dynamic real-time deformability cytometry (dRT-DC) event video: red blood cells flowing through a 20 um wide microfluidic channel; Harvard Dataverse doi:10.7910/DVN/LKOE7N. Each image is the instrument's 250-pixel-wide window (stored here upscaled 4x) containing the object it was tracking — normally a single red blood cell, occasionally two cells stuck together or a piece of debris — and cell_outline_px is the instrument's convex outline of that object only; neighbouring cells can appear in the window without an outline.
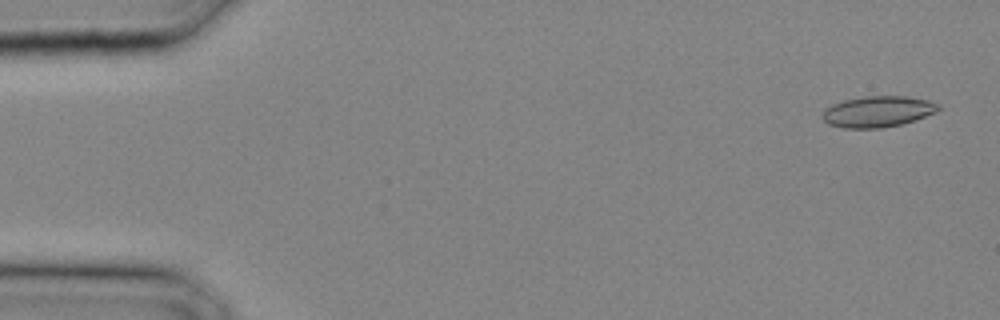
{"species": "common noctule bat (a hibernating species)", "species_latin": "Nyctalus noctula", "temperature_condition": "cold", "stored_images_in_passage": 29, "camera_frame_rate_fps": 3000, "um_per_image_px": 0.085, "animal": {"sex": "male", "body_mass_g": 20.4}, "frame": {"image": 1, "passage_image": 2, "time_ms": 0.333, "image_size_px": [1000, 320], "cell_outline_px": [[940, 108], [936, 112], [916, 120], [900, 124], [880, 128], [844, 128], [828, 124], [820, 116], [832, 104], [844, 100], [864, 96], [908, 96], [928, 100], [940, 104]], "centroid_in_image_um": [74.63, 9.48], "position_along_channel_um": 10.4, "area_um2": 20.98}}
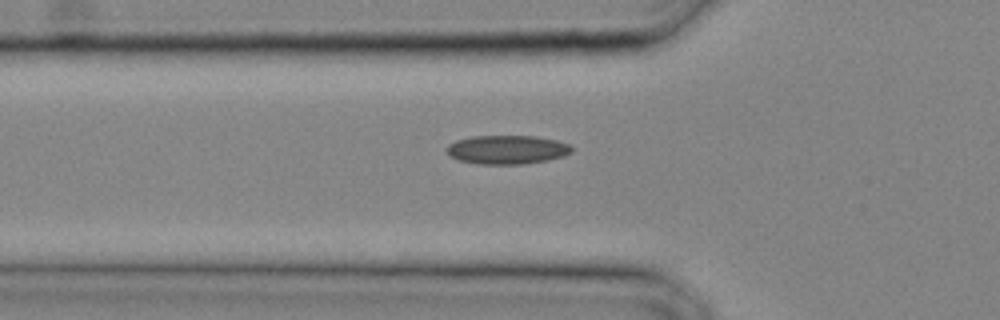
{"frame": {"image": 2, "passage_image": 11, "time_ms": 3.333, "image_size_px": [1000, 320], "cell_outline_px": [[572, 152], [564, 156], [548, 160], [524, 164], [476, 164], [460, 160], [448, 156], [448, 144], [456, 140], [472, 136], [536, 136], [556, 140], [568, 144], [572, 148]], "centroid_in_image_um": [43.1, 12.72], "position_along_channel_um": 82.7, "area_um2": 21.04}}
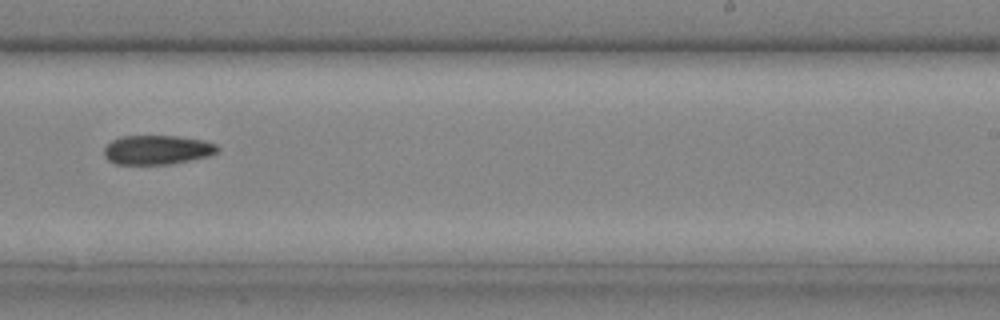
{"frame": {"image": 3, "passage_image": 20, "time_ms": 6.333, "image_size_px": [1000, 320], "cell_outline_px": [[220, 152], [212, 156], [172, 164], [116, 164], [108, 160], [104, 156], [104, 148], [112, 140], [120, 136], [176, 136], [204, 140], [216, 144], [220, 148]], "centroid_in_image_um": [13.41, 12.74], "position_along_channel_um": 275.6, "area_um2": 19.65}}